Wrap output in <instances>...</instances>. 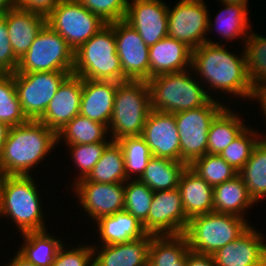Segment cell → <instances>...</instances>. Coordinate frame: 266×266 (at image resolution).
I'll return each instance as SVG.
<instances>
[{
  "mask_svg": "<svg viewBox=\"0 0 266 266\" xmlns=\"http://www.w3.org/2000/svg\"><path fill=\"white\" fill-rule=\"evenodd\" d=\"M222 5L225 8H222V10L217 13L213 23L210 19L211 16L209 11L208 34L210 31L216 30L220 37L226 41L241 38L244 42L252 31L250 28V18L248 17V8L240 4L222 3Z\"/></svg>",
  "mask_w": 266,
  "mask_h": 266,
  "instance_id": "cell-27",
  "label": "cell"
},
{
  "mask_svg": "<svg viewBox=\"0 0 266 266\" xmlns=\"http://www.w3.org/2000/svg\"><path fill=\"white\" fill-rule=\"evenodd\" d=\"M107 134L108 128L104 124L78 114L56 132V137L57 144H92L104 142Z\"/></svg>",
  "mask_w": 266,
  "mask_h": 266,
  "instance_id": "cell-33",
  "label": "cell"
},
{
  "mask_svg": "<svg viewBox=\"0 0 266 266\" xmlns=\"http://www.w3.org/2000/svg\"><path fill=\"white\" fill-rule=\"evenodd\" d=\"M119 82L83 79L79 114L109 126Z\"/></svg>",
  "mask_w": 266,
  "mask_h": 266,
  "instance_id": "cell-21",
  "label": "cell"
},
{
  "mask_svg": "<svg viewBox=\"0 0 266 266\" xmlns=\"http://www.w3.org/2000/svg\"><path fill=\"white\" fill-rule=\"evenodd\" d=\"M244 43L247 75L255 91L266 86V37L252 30Z\"/></svg>",
  "mask_w": 266,
  "mask_h": 266,
  "instance_id": "cell-35",
  "label": "cell"
},
{
  "mask_svg": "<svg viewBox=\"0 0 266 266\" xmlns=\"http://www.w3.org/2000/svg\"><path fill=\"white\" fill-rule=\"evenodd\" d=\"M150 78L192 68V49L166 36L149 47Z\"/></svg>",
  "mask_w": 266,
  "mask_h": 266,
  "instance_id": "cell-22",
  "label": "cell"
},
{
  "mask_svg": "<svg viewBox=\"0 0 266 266\" xmlns=\"http://www.w3.org/2000/svg\"><path fill=\"white\" fill-rule=\"evenodd\" d=\"M117 142L123 151L127 178L139 179L153 157L150 148L141 136L124 137Z\"/></svg>",
  "mask_w": 266,
  "mask_h": 266,
  "instance_id": "cell-37",
  "label": "cell"
},
{
  "mask_svg": "<svg viewBox=\"0 0 266 266\" xmlns=\"http://www.w3.org/2000/svg\"><path fill=\"white\" fill-rule=\"evenodd\" d=\"M61 0H15L16 7L47 16Z\"/></svg>",
  "mask_w": 266,
  "mask_h": 266,
  "instance_id": "cell-45",
  "label": "cell"
},
{
  "mask_svg": "<svg viewBox=\"0 0 266 266\" xmlns=\"http://www.w3.org/2000/svg\"><path fill=\"white\" fill-rule=\"evenodd\" d=\"M207 6L204 0H180L172 9L169 5L168 36L183 42L192 50L204 43L223 44L221 40L219 43L206 37L209 16Z\"/></svg>",
  "mask_w": 266,
  "mask_h": 266,
  "instance_id": "cell-11",
  "label": "cell"
},
{
  "mask_svg": "<svg viewBox=\"0 0 266 266\" xmlns=\"http://www.w3.org/2000/svg\"><path fill=\"white\" fill-rule=\"evenodd\" d=\"M186 266H216L212 255L189 250L186 253Z\"/></svg>",
  "mask_w": 266,
  "mask_h": 266,
  "instance_id": "cell-46",
  "label": "cell"
},
{
  "mask_svg": "<svg viewBox=\"0 0 266 266\" xmlns=\"http://www.w3.org/2000/svg\"><path fill=\"white\" fill-rule=\"evenodd\" d=\"M151 239L152 234H147L125 243L92 244L93 266H148Z\"/></svg>",
  "mask_w": 266,
  "mask_h": 266,
  "instance_id": "cell-20",
  "label": "cell"
},
{
  "mask_svg": "<svg viewBox=\"0 0 266 266\" xmlns=\"http://www.w3.org/2000/svg\"><path fill=\"white\" fill-rule=\"evenodd\" d=\"M56 146V132L39 120L10 127L0 153V176H30Z\"/></svg>",
  "mask_w": 266,
  "mask_h": 266,
  "instance_id": "cell-2",
  "label": "cell"
},
{
  "mask_svg": "<svg viewBox=\"0 0 266 266\" xmlns=\"http://www.w3.org/2000/svg\"><path fill=\"white\" fill-rule=\"evenodd\" d=\"M153 195L154 191L139 179H128L125 182L124 211L144 224L148 217Z\"/></svg>",
  "mask_w": 266,
  "mask_h": 266,
  "instance_id": "cell-39",
  "label": "cell"
},
{
  "mask_svg": "<svg viewBox=\"0 0 266 266\" xmlns=\"http://www.w3.org/2000/svg\"><path fill=\"white\" fill-rule=\"evenodd\" d=\"M218 1H220L221 3L245 5L248 8V0H218Z\"/></svg>",
  "mask_w": 266,
  "mask_h": 266,
  "instance_id": "cell-51",
  "label": "cell"
},
{
  "mask_svg": "<svg viewBox=\"0 0 266 266\" xmlns=\"http://www.w3.org/2000/svg\"><path fill=\"white\" fill-rule=\"evenodd\" d=\"M6 18L0 16V74L15 73L19 59L15 56L8 37Z\"/></svg>",
  "mask_w": 266,
  "mask_h": 266,
  "instance_id": "cell-44",
  "label": "cell"
},
{
  "mask_svg": "<svg viewBox=\"0 0 266 266\" xmlns=\"http://www.w3.org/2000/svg\"><path fill=\"white\" fill-rule=\"evenodd\" d=\"M3 16L6 18L10 44L15 56L20 59L46 24V16L18 7L9 9Z\"/></svg>",
  "mask_w": 266,
  "mask_h": 266,
  "instance_id": "cell-23",
  "label": "cell"
},
{
  "mask_svg": "<svg viewBox=\"0 0 266 266\" xmlns=\"http://www.w3.org/2000/svg\"><path fill=\"white\" fill-rule=\"evenodd\" d=\"M226 106L212 121L208 133V154H220L247 127L239 113Z\"/></svg>",
  "mask_w": 266,
  "mask_h": 266,
  "instance_id": "cell-29",
  "label": "cell"
},
{
  "mask_svg": "<svg viewBox=\"0 0 266 266\" xmlns=\"http://www.w3.org/2000/svg\"><path fill=\"white\" fill-rule=\"evenodd\" d=\"M73 68L74 50L46 23L19 59L15 73L73 72Z\"/></svg>",
  "mask_w": 266,
  "mask_h": 266,
  "instance_id": "cell-8",
  "label": "cell"
},
{
  "mask_svg": "<svg viewBox=\"0 0 266 266\" xmlns=\"http://www.w3.org/2000/svg\"><path fill=\"white\" fill-rule=\"evenodd\" d=\"M66 244L59 248L51 266H93V247L90 244L66 248Z\"/></svg>",
  "mask_w": 266,
  "mask_h": 266,
  "instance_id": "cell-43",
  "label": "cell"
},
{
  "mask_svg": "<svg viewBox=\"0 0 266 266\" xmlns=\"http://www.w3.org/2000/svg\"><path fill=\"white\" fill-rule=\"evenodd\" d=\"M114 29L117 54L123 69V82L150 79L149 47L124 19L109 23Z\"/></svg>",
  "mask_w": 266,
  "mask_h": 266,
  "instance_id": "cell-13",
  "label": "cell"
},
{
  "mask_svg": "<svg viewBox=\"0 0 266 266\" xmlns=\"http://www.w3.org/2000/svg\"><path fill=\"white\" fill-rule=\"evenodd\" d=\"M255 204L239 174L213 187L214 212L245 218L246 209L251 208L252 205L254 207Z\"/></svg>",
  "mask_w": 266,
  "mask_h": 266,
  "instance_id": "cell-26",
  "label": "cell"
},
{
  "mask_svg": "<svg viewBox=\"0 0 266 266\" xmlns=\"http://www.w3.org/2000/svg\"><path fill=\"white\" fill-rule=\"evenodd\" d=\"M238 174L253 201H263V197H266V136L257 143L251 157Z\"/></svg>",
  "mask_w": 266,
  "mask_h": 266,
  "instance_id": "cell-34",
  "label": "cell"
},
{
  "mask_svg": "<svg viewBox=\"0 0 266 266\" xmlns=\"http://www.w3.org/2000/svg\"><path fill=\"white\" fill-rule=\"evenodd\" d=\"M82 90L83 78L75 74L68 75L38 120L57 132L79 114Z\"/></svg>",
  "mask_w": 266,
  "mask_h": 266,
  "instance_id": "cell-18",
  "label": "cell"
},
{
  "mask_svg": "<svg viewBox=\"0 0 266 266\" xmlns=\"http://www.w3.org/2000/svg\"><path fill=\"white\" fill-rule=\"evenodd\" d=\"M34 176H0V217L15 223L20 234L45 231V212Z\"/></svg>",
  "mask_w": 266,
  "mask_h": 266,
  "instance_id": "cell-3",
  "label": "cell"
},
{
  "mask_svg": "<svg viewBox=\"0 0 266 266\" xmlns=\"http://www.w3.org/2000/svg\"><path fill=\"white\" fill-rule=\"evenodd\" d=\"M215 99L202 107L173 113L180 137V162L187 166L207 153L211 123L227 106Z\"/></svg>",
  "mask_w": 266,
  "mask_h": 266,
  "instance_id": "cell-9",
  "label": "cell"
},
{
  "mask_svg": "<svg viewBox=\"0 0 266 266\" xmlns=\"http://www.w3.org/2000/svg\"><path fill=\"white\" fill-rule=\"evenodd\" d=\"M264 235L251 225L233 242L212 254L216 266H266Z\"/></svg>",
  "mask_w": 266,
  "mask_h": 266,
  "instance_id": "cell-19",
  "label": "cell"
},
{
  "mask_svg": "<svg viewBox=\"0 0 266 266\" xmlns=\"http://www.w3.org/2000/svg\"><path fill=\"white\" fill-rule=\"evenodd\" d=\"M98 227L99 244L125 243L146 236L148 233L133 215L126 211L102 216L94 222Z\"/></svg>",
  "mask_w": 266,
  "mask_h": 266,
  "instance_id": "cell-25",
  "label": "cell"
},
{
  "mask_svg": "<svg viewBox=\"0 0 266 266\" xmlns=\"http://www.w3.org/2000/svg\"><path fill=\"white\" fill-rule=\"evenodd\" d=\"M73 72L14 73L18 100L28 120H38L63 80Z\"/></svg>",
  "mask_w": 266,
  "mask_h": 266,
  "instance_id": "cell-12",
  "label": "cell"
},
{
  "mask_svg": "<svg viewBox=\"0 0 266 266\" xmlns=\"http://www.w3.org/2000/svg\"><path fill=\"white\" fill-rule=\"evenodd\" d=\"M190 71L160 74L147 83L150 91L151 110L178 113L206 105L212 98L210 89H203ZM194 76V77H192Z\"/></svg>",
  "mask_w": 266,
  "mask_h": 266,
  "instance_id": "cell-4",
  "label": "cell"
},
{
  "mask_svg": "<svg viewBox=\"0 0 266 266\" xmlns=\"http://www.w3.org/2000/svg\"><path fill=\"white\" fill-rule=\"evenodd\" d=\"M18 252L35 266H51L64 241L45 231L25 232Z\"/></svg>",
  "mask_w": 266,
  "mask_h": 266,
  "instance_id": "cell-31",
  "label": "cell"
},
{
  "mask_svg": "<svg viewBox=\"0 0 266 266\" xmlns=\"http://www.w3.org/2000/svg\"><path fill=\"white\" fill-rule=\"evenodd\" d=\"M188 167L212 187L233 179L239 173L218 154L206 153Z\"/></svg>",
  "mask_w": 266,
  "mask_h": 266,
  "instance_id": "cell-38",
  "label": "cell"
},
{
  "mask_svg": "<svg viewBox=\"0 0 266 266\" xmlns=\"http://www.w3.org/2000/svg\"><path fill=\"white\" fill-rule=\"evenodd\" d=\"M188 241L184 234L152 235L148 266H186Z\"/></svg>",
  "mask_w": 266,
  "mask_h": 266,
  "instance_id": "cell-28",
  "label": "cell"
},
{
  "mask_svg": "<svg viewBox=\"0 0 266 266\" xmlns=\"http://www.w3.org/2000/svg\"><path fill=\"white\" fill-rule=\"evenodd\" d=\"M251 224L236 215L210 212L189 219L184 235L189 250L212 255L236 240Z\"/></svg>",
  "mask_w": 266,
  "mask_h": 266,
  "instance_id": "cell-7",
  "label": "cell"
},
{
  "mask_svg": "<svg viewBox=\"0 0 266 266\" xmlns=\"http://www.w3.org/2000/svg\"><path fill=\"white\" fill-rule=\"evenodd\" d=\"M151 111L147 81L128 80L117 85L112 117L108 126L112 141L141 136ZM111 129V130H110Z\"/></svg>",
  "mask_w": 266,
  "mask_h": 266,
  "instance_id": "cell-6",
  "label": "cell"
},
{
  "mask_svg": "<svg viewBox=\"0 0 266 266\" xmlns=\"http://www.w3.org/2000/svg\"><path fill=\"white\" fill-rule=\"evenodd\" d=\"M0 121L9 127L18 126L28 121L18 100L14 73L0 74Z\"/></svg>",
  "mask_w": 266,
  "mask_h": 266,
  "instance_id": "cell-36",
  "label": "cell"
},
{
  "mask_svg": "<svg viewBox=\"0 0 266 266\" xmlns=\"http://www.w3.org/2000/svg\"><path fill=\"white\" fill-rule=\"evenodd\" d=\"M189 219L186 217L181 192L178 188L154 192L144 230L152 235L184 234Z\"/></svg>",
  "mask_w": 266,
  "mask_h": 266,
  "instance_id": "cell-14",
  "label": "cell"
},
{
  "mask_svg": "<svg viewBox=\"0 0 266 266\" xmlns=\"http://www.w3.org/2000/svg\"><path fill=\"white\" fill-rule=\"evenodd\" d=\"M187 165L168 158L152 157L139 180L152 191H165L178 188L179 179Z\"/></svg>",
  "mask_w": 266,
  "mask_h": 266,
  "instance_id": "cell-30",
  "label": "cell"
},
{
  "mask_svg": "<svg viewBox=\"0 0 266 266\" xmlns=\"http://www.w3.org/2000/svg\"><path fill=\"white\" fill-rule=\"evenodd\" d=\"M46 23L76 51L107 23L78 0H61L46 16Z\"/></svg>",
  "mask_w": 266,
  "mask_h": 266,
  "instance_id": "cell-10",
  "label": "cell"
},
{
  "mask_svg": "<svg viewBox=\"0 0 266 266\" xmlns=\"http://www.w3.org/2000/svg\"><path fill=\"white\" fill-rule=\"evenodd\" d=\"M260 138L262 136L248 125L219 155L239 172L251 157Z\"/></svg>",
  "mask_w": 266,
  "mask_h": 266,
  "instance_id": "cell-40",
  "label": "cell"
},
{
  "mask_svg": "<svg viewBox=\"0 0 266 266\" xmlns=\"http://www.w3.org/2000/svg\"><path fill=\"white\" fill-rule=\"evenodd\" d=\"M253 99H255V101L260 103V109H262L261 113L262 115H264V117H266V86L261 87L257 90L254 91V95H253ZM266 121V118H265Z\"/></svg>",
  "mask_w": 266,
  "mask_h": 266,
  "instance_id": "cell-47",
  "label": "cell"
},
{
  "mask_svg": "<svg viewBox=\"0 0 266 266\" xmlns=\"http://www.w3.org/2000/svg\"><path fill=\"white\" fill-rule=\"evenodd\" d=\"M16 7L15 0H0V16Z\"/></svg>",
  "mask_w": 266,
  "mask_h": 266,
  "instance_id": "cell-50",
  "label": "cell"
},
{
  "mask_svg": "<svg viewBox=\"0 0 266 266\" xmlns=\"http://www.w3.org/2000/svg\"><path fill=\"white\" fill-rule=\"evenodd\" d=\"M178 189L181 192L182 205L188 219L214 212L213 187L188 166L180 176Z\"/></svg>",
  "mask_w": 266,
  "mask_h": 266,
  "instance_id": "cell-24",
  "label": "cell"
},
{
  "mask_svg": "<svg viewBox=\"0 0 266 266\" xmlns=\"http://www.w3.org/2000/svg\"><path fill=\"white\" fill-rule=\"evenodd\" d=\"M224 45L204 43L192 50L191 71L196 73L199 81L202 79L206 83H202L204 86L211 87L212 91H221L222 94L226 92L225 95L234 94L237 98L253 101L254 87L247 75L244 50L242 55H235Z\"/></svg>",
  "mask_w": 266,
  "mask_h": 266,
  "instance_id": "cell-1",
  "label": "cell"
},
{
  "mask_svg": "<svg viewBox=\"0 0 266 266\" xmlns=\"http://www.w3.org/2000/svg\"><path fill=\"white\" fill-rule=\"evenodd\" d=\"M127 180L122 148L117 141H111L88 176L79 181L125 183Z\"/></svg>",
  "mask_w": 266,
  "mask_h": 266,
  "instance_id": "cell-32",
  "label": "cell"
},
{
  "mask_svg": "<svg viewBox=\"0 0 266 266\" xmlns=\"http://www.w3.org/2000/svg\"><path fill=\"white\" fill-rule=\"evenodd\" d=\"M107 24L125 19L129 0H78Z\"/></svg>",
  "mask_w": 266,
  "mask_h": 266,
  "instance_id": "cell-42",
  "label": "cell"
},
{
  "mask_svg": "<svg viewBox=\"0 0 266 266\" xmlns=\"http://www.w3.org/2000/svg\"><path fill=\"white\" fill-rule=\"evenodd\" d=\"M9 126L3 122L0 121V153L3 149V145L6 141V137L9 132Z\"/></svg>",
  "mask_w": 266,
  "mask_h": 266,
  "instance_id": "cell-49",
  "label": "cell"
},
{
  "mask_svg": "<svg viewBox=\"0 0 266 266\" xmlns=\"http://www.w3.org/2000/svg\"><path fill=\"white\" fill-rule=\"evenodd\" d=\"M6 266H35L29 262L24 256H22L18 251L15 253V256L9 261Z\"/></svg>",
  "mask_w": 266,
  "mask_h": 266,
  "instance_id": "cell-48",
  "label": "cell"
},
{
  "mask_svg": "<svg viewBox=\"0 0 266 266\" xmlns=\"http://www.w3.org/2000/svg\"><path fill=\"white\" fill-rule=\"evenodd\" d=\"M168 8L162 0H129L124 20L150 47L168 36Z\"/></svg>",
  "mask_w": 266,
  "mask_h": 266,
  "instance_id": "cell-16",
  "label": "cell"
},
{
  "mask_svg": "<svg viewBox=\"0 0 266 266\" xmlns=\"http://www.w3.org/2000/svg\"><path fill=\"white\" fill-rule=\"evenodd\" d=\"M111 139H107L104 142H97L92 144H71L67 145L70 149V156L74 161L79 175L73 181V184L81 179H84L93 169L94 165L101 158V155L106 146L111 142Z\"/></svg>",
  "mask_w": 266,
  "mask_h": 266,
  "instance_id": "cell-41",
  "label": "cell"
},
{
  "mask_svg": "<svg viewBox=\"0 0 266 266\" xmlns=\"http://www.w3.org/2000/svg\"><path fill=\"white\" fill-rule=\"evenodd\" d=\"M73 74L89 80L123 82V69L110 24L74 51Z\"/></svg>",
  "mask_w": 266,
  "mask_h": 266,
  "instance_id": "cell-5",
  "label": "cell"
},
{
  "mask_svg": "<svg viewBox=\"0 0 266 266\" xmlns=\"http://www.w3.org/2000/svg\"><path fill=\"white\" fill-rule=\"evenodd\" d=\"M141 137L154 157L180 161V137L174 114L151 110Z\"/></svg>",
  "mask_w": 266,
  "mask_h": 266,
  "instance_id": "cell-17",
  "label": "cell"
},
{
  "mask_svg": "<svg viewBox=\"0 0 266 266\" xmlns=\"http://www.w3.org/2000/svg\"><path fill=\"white\" fill-rule=\"evenodd\" d=\"M72 186L73 194L91 220L124 210L125 183L78 181Z\"/></svg>",
  "mask_w": 266,
  "mask_h": 266,
  "instance_id": "cell-15",
  "label": "cell"
}]
</instances>
